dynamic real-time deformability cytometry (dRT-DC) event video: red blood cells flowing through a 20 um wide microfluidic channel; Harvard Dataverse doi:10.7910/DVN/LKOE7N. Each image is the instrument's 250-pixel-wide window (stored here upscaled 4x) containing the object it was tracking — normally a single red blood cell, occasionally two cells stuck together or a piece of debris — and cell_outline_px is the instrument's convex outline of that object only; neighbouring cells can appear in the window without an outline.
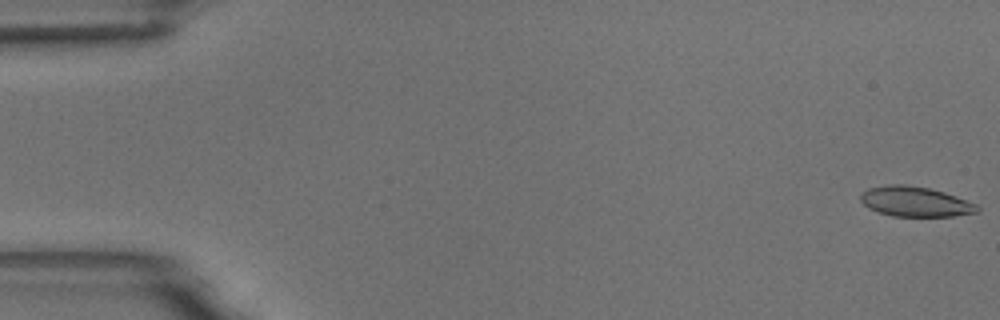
{"species": "common noctule bat (a hibernating species)", "species_latin": "Nyctalus noctula", "temperature_condition": "room temperature", "stored_images_in_passage": 5, "camera_frame_rate_fps": 3000, "um_per_image_px": 0.085, "animal": {"sex": "male", "body_mass_g": 18.8}, "frame": {"image": 1, "passage_image": 1, "time_ms": 0.0, "image_size_px": [1000, 320], "cell_outline_px": [[980, 212], [952, 216], [892, 216], [868, 208], [860, 200], [860, 196], [868, 188], [888, 184], [904, 184], [928, 188], [944, 192], [956, 196], [976, 204], [980, 208]], "centroid_in_image_um": [77.8, 17.14], "position_along_channel_um": 7.2, "area_um2": 20.35}}
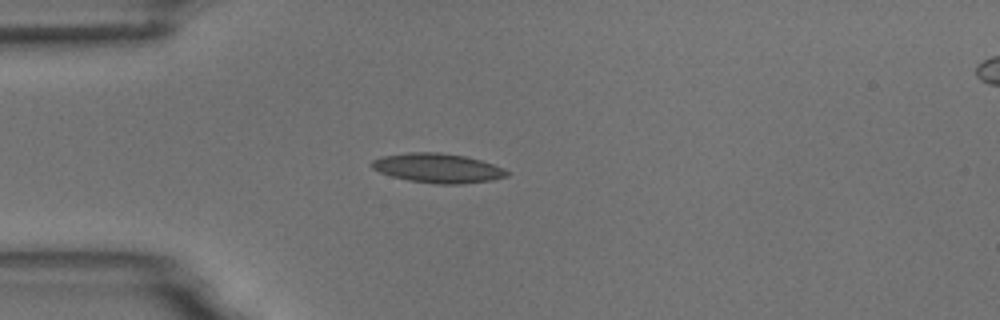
{"frame": {"image": 2, "passage_image": 5, "time_ms": 4.667, "image_size_px": [1000, 320], "cell_outline_px": [[508, 176], [492, 180], [464, 184], [436, 184], [408, 180], [392, 176], [380, 172], [372, 168], [368, 164], [372, 160], [380, 156], [408, 152], [440, 152], [464, 156], [480, 160], [504, 168], [508, 172]], "centroid_in_image_um": [37.17, 14.29], "position_along_channel_um": 47.8, "area_um2": 23.29}}